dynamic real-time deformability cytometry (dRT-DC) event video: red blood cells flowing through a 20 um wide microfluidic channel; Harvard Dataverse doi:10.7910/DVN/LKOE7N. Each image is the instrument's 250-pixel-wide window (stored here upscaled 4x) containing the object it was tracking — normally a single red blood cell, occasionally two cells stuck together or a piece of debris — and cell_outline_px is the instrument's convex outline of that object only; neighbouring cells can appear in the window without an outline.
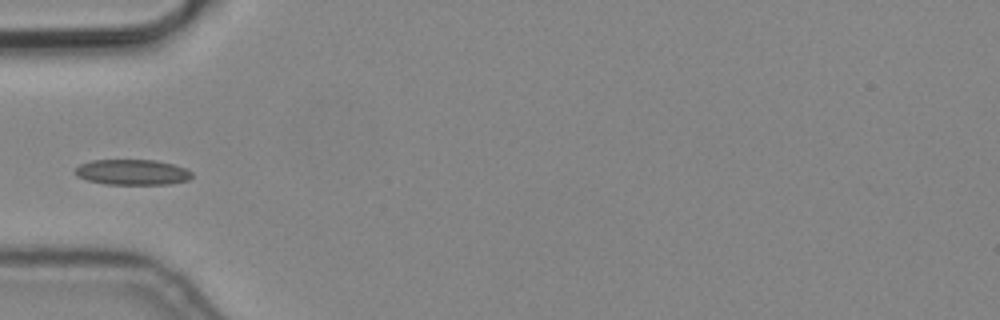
{"species": "common noctule bat (a hibernating species)", "species_latin": "Nyctalus noctula", "temperature_condition": "cold", "stored_images_in_passage": 6, "camera_frame_rate_fps": 3000, "um_per_image_px": 0.085, "animal": {"sex": "male", "body_mass_g": 19.2, "forearm_length_mm": 51.8}, "frame": {"image": 1, "passage_image": 6, "time_ms": 1.667, "image_size_px": [1000, 320], "cell_outline_px": [[192, 176], [188, 180], [168, 184], [108, 184], [88, 180], [76, 176], [76, 168], [80, 164], [92, 160], [156, 160], [172, 164], [184, 168], [192, 172]], "centroid_in_image_um": [11.25, 14.63], "position_along_channel_um": 73.8, "area_um2": 17.17}}